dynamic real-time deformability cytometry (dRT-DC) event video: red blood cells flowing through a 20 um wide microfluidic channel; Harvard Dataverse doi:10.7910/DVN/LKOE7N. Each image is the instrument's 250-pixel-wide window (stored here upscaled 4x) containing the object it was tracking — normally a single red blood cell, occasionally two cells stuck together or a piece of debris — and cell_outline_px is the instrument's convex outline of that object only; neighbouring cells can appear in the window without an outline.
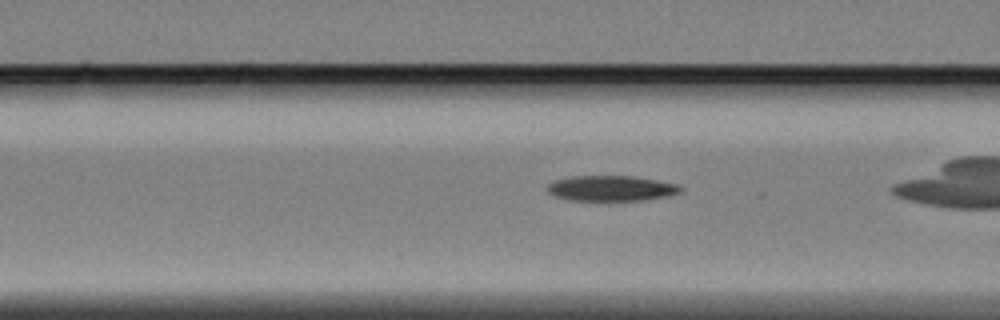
{"species": "Egyptian fruit bat (a non-hibernating species)", "species_latin": "Rousettus aegyptiacus", "temperature_condition": "cold", "stored_images_in_passage": 45, "segment_of_instrument_passage": [2, 2], "camera_frame_rate_fps": 3000, "um_per_image_px": 0.085, "animal": {"sex": "female"}, "frame": {"image": 1, "passage_image": 20, "time_ms": 6.333, "image_size_px": [1000, 320], "cell_outline_px": [[684, 188], [680, 192], [668, 196], [644, 200], [572, 200], [556, 196], [548, 192], [548, 184], [556, 180], [572, 176], [632, 176], [656, 180], [676, 184]], "centroid_in_image_um": [51.98, 16.0], "position_along_channel_um": 114.6, "area_um2": 19.48}}
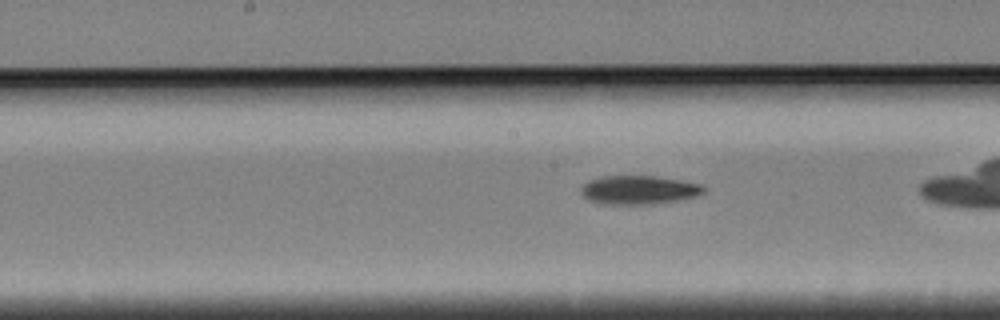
{"frame": {"image": 2, "passage_image": 27, "time_ms": 8.667, "image_size_px": [1000, 320], "cell_outline_px": [[708, 188], [704, 192], [696, 196], [676, 200], [652, 204], [604, 204], [588, 200], [580, 192], [580, 188], [588, 180], [600, 176], [656, 176], [684, 180], [700, 184]], "centroid_in_image_um": [54.3, 16.13], "position_along_channel_um": 193.9, "area_um2": 20.69}}
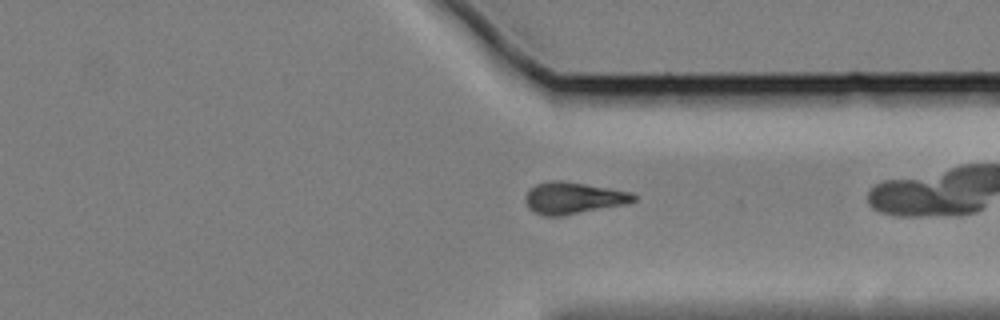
{"frame": {"image": 3, "passage_image": 42, "time_ms": 13.667, "image_size_px": [1000, 320], "cell_outline_px": [[636, 200], [624, 204], [564, 216], [544, 216], [528, 208], [524, 200], [524, 196], [536, 184], [548, 180], [564, 180], [628, 192], [636, 196]], "centroid_in_image_um": [48.67, 16.83], "position_along_channel_um": 362.7, "area_um2": 19.88}}